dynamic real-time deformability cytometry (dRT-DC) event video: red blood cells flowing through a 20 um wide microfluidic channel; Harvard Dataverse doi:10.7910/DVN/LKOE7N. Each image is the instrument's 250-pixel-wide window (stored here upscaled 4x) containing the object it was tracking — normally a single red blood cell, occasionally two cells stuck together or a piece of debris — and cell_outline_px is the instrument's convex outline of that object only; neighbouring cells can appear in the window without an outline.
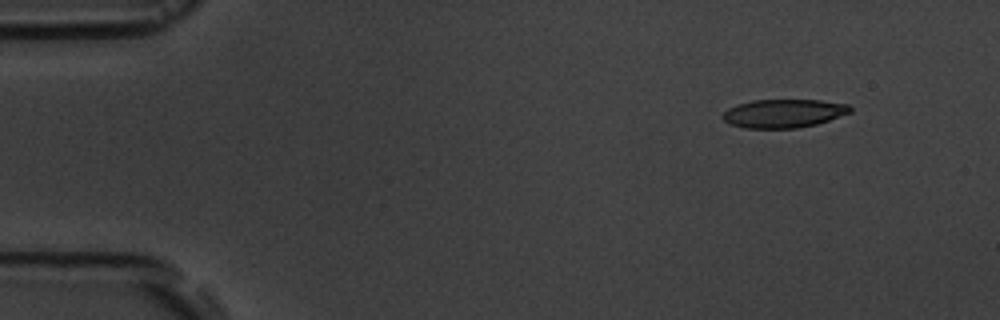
{"species": "common noctule bat (a hibernating species)", "species_latin": "Nyctalus noctula", "temperature_condition": "room temperature", "stored_images_in_passage": 4, "camera_frame_rate_fps": 3000, "um_per_image_px": 0.085, "animal": {"sex": "male", "body_mass_g": 19.5, "forearm_length_mm": 54.6}, "frame": {"image": 1, "passage_image": 1, "time_ms": 0.0, "image_size_px": [1000, 320], "cell_outline_px": [[852, 112], [816, 124], [796, 128], [744, 128], [732, 124], [724, 120], [724, 112], [728, 108], [752, 100], [820, 100], [848, 104], [852, 108]], "centroid_in_image_um": [66.65, 9.63], "position_along_channel_um": 18.4, "area_um2": 20.92}}